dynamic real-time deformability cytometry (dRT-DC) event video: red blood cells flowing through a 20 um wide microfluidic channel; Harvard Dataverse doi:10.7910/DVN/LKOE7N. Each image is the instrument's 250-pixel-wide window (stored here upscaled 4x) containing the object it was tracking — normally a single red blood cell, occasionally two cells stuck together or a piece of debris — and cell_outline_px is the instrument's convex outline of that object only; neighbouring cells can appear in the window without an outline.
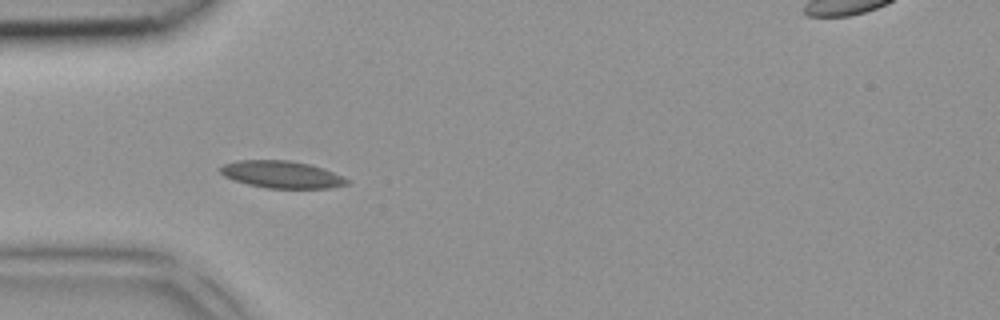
{"species": "common noctule bat (a hibernating species)", "species_latin": "Nyctalus noctula", "temperature_condition": "room temperature", "stored_images_in_passage": 4, "camera_frame_rate_fps": 3000, "um_per_image_px": 0.085, "animal": {"sex": "female", "body_mass_g": 18.4}, "frame": {"image": 1, "passage_image": 4, "time_ms": 1.0, "image_size_px": [1000, 320], "cell_outline_px": [[352, 180], [348, 184], [328, 188], [264, 188], [232, 180], [224, 176], [216, 168], [224, 164], [236, 160], [288, 160], [308, 164], [324, 168]], "centroid_in_image_um": [23.92, 14.83], "position_along_channel_um": 61.1, "area_um2": 20.29}}